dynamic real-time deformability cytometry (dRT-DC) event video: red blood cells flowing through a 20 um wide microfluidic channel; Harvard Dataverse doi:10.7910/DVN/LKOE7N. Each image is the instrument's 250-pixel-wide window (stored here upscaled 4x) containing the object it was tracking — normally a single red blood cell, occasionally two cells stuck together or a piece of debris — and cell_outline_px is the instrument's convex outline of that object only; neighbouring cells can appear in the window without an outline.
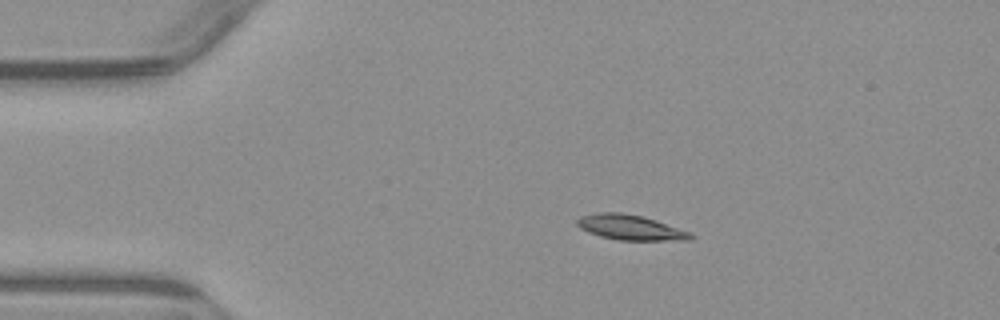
{"species": "common noctule bat (a hibernating species)", "species_latin": "Nyctalus noctula", "temperature_condition": "warm", "stored_images_in_passage": 4, "camera_frame_rate_fps": 3000, "um_per_image_px": 0.085, "animal": {"sex": "male", "body_mass_g": 23.1, "forearm_length_mm": 52.7}, "frame": {"image": 1, "passage_image": 2, "time_ms": 1.333, "image_size_px": [1000, 320], "cell_outline_px": [[696, 236], [692, 240], [620, 240], [600, 236], [588, 232], [580, 228], [576, 224], [576, 220], [580, 216], [596, 212], [620, 212], [644, 216], [692, 232]], "centroid_in_image_um": [53.61, 19.32], "position_along_channel_um": 31.4, "area_um2": 16.88}}
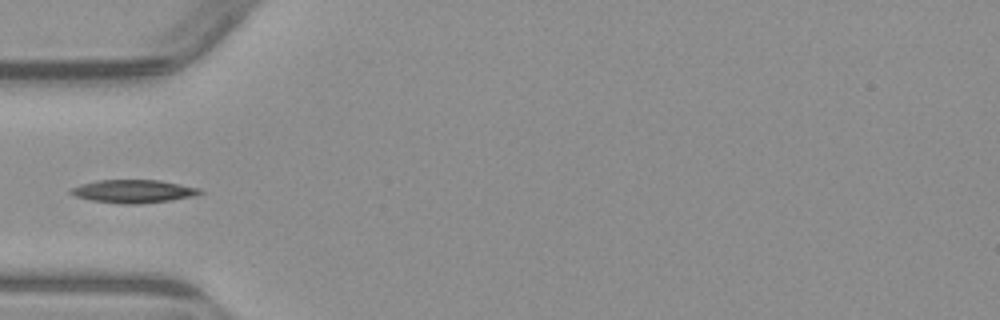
{"frame": {"image": 2, "passage_image": 4, "time_ms": 3.667, "image_size_px": [1000, 320], "cell_outline_px": [[204, 192], [196, 196], [168, 200], [136, 204], [124, 204], [92, 200], [76, 196], [68, 192], [68, 188], [80, 184], [96, 180], [160, 180], [200, 188]], "centroid_in_image_um": [11.32, 16.25], "position_along_channel_um": 73.7, "area_um2": 17.4}}